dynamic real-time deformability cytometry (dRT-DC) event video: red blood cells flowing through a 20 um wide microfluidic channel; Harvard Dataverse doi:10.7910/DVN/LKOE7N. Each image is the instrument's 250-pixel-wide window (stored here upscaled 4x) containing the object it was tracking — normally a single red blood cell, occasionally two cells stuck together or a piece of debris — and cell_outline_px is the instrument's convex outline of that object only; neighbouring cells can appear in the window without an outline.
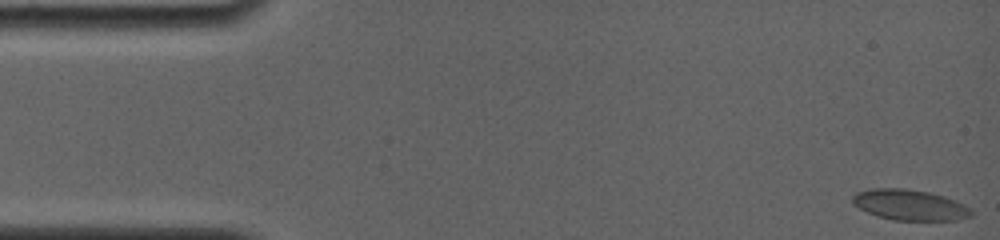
{"species": "common noctule bat (a hibernating species)", "species_latin": "Nyctalus noctula", "temperature_condition": "room temperature", "stored_images_in_passage": 9, "camera_frame_rate_fps": 4000, "um_per_image_px": 0.085, "animal": {"sex": "female", "body_mass_g": 19.0, "forearm_length_mm": 56.7}, "frame": {"image": 1, "passage_image": 1, "time_ms": 0.0, "image_size_px": [1000, 240], "cell_outline_px": [[972, 216], [956, 220], [892, 220], [868, 212], [852, 204], [852, 196], [856, 192], [872, 188], [904, 188], [928, 192], [944, 196], [956, 200], [964, 204], [972, 212]], "centroid_in_image_um": [77.32, 17.41], "position_along_channel_um": 7.7, "area_um2": 21.15}}
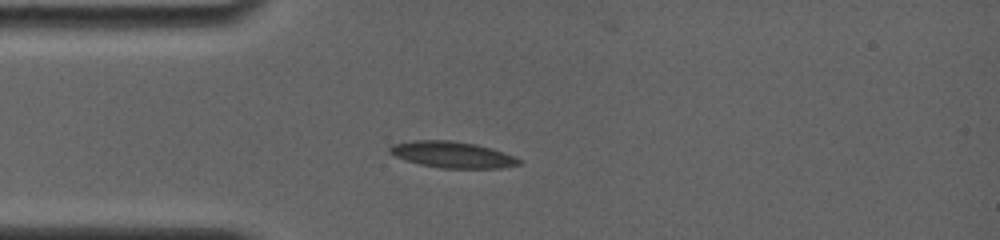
{"frame": {"image": 2, "passage_image": 8, "time_ms": 4.0, "image_size_px": [1000, 240], "cell_outline_px": [[520, 164], [504, 168], [440, 168], [420, 164], [396, 156], [388, 152], [388, 148], [392, 144], [412, 140], [452, 140], [476, 144], [492, 148], [516, 156], [520, 160]], "centroid_in_image_um": [38.47, 13.14], "position_along_channel_um": 46.5, "area_um2": 19.88}}